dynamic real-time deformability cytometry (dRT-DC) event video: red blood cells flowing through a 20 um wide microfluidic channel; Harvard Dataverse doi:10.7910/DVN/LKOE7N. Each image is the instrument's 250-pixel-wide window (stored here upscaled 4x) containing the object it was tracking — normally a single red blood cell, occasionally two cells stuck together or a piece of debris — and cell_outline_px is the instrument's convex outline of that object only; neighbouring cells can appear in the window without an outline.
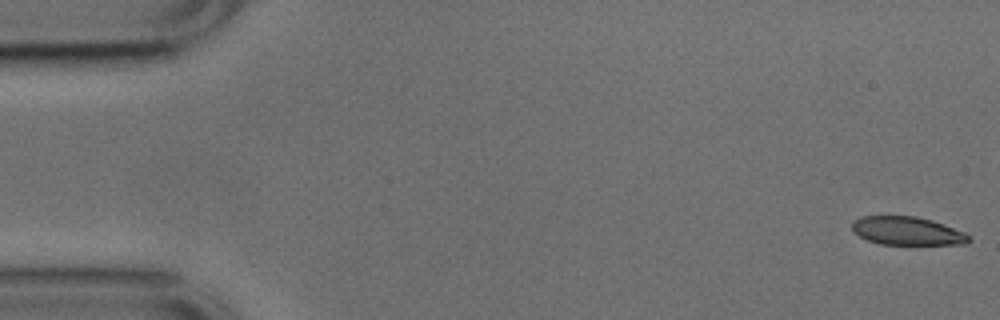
{"species": "common noctule bat (a hibernating species)", "species_latin": "Nyctalus noctula", "temperature_condition": "cold", "stored_images_in_passage": 6, "camera_frame_rate_fps": 3000, "um_per_image_px": 0.085, "animal": {"sex": "male", "body_mass_g": 17.9, "forearm_length_mm": 54.2}, "frame": {"image": 1, "passage_image": 1, "time_ms": 0.0, "image_size_px": [1000, 320], "cell_outline_px": [[972, 240], [964, 244], [880, 244], [868, 240], [860, 236], [852, 228], [852, 220], [860, 216], [916, 216], [932, 220], [944, 224], [964, 232]], "centroid_in_image_um": [77.1, 19.62], "position_along_channel_um": 7.9, "area_um2": 19.19}}
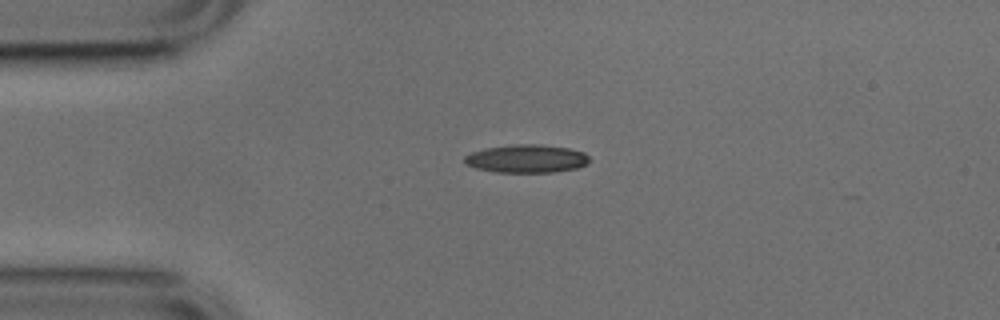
{"frame": {"image": 2, "passage_image": 6, "time_ms": 1.667, "image_size_px": [1000, 320], "cell_outline_px": [[588, 164], [576, 168], [556, 172], [496, 172], [476, 168], [468, 164], [464, 160], [464, 156], [472, 152], [484, 148], [512, 144], [540, 144], [568, 148], [584, 152], [588, 156]], "centroid_in_image_um": [44.76, 13.48], "position_along_channel_um": 40.2, "area_um2": 20.46}}